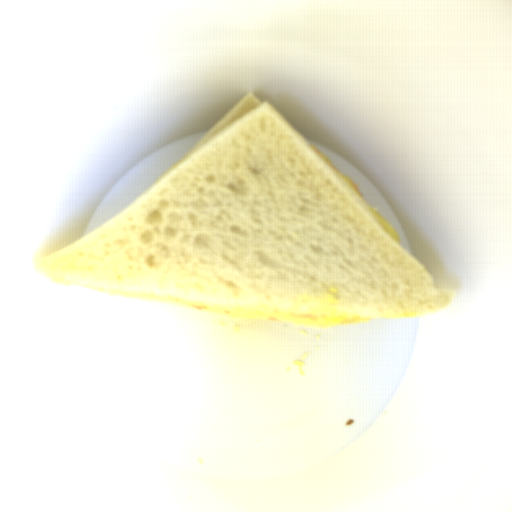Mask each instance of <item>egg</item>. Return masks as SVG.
<instances>
[{"mask_svg":"<svg viewBox=\"0 0 512 512\" xmlns=\"http://www.w3.org/2000/svg\"><path fill=\"white\" fill-rule=\"evenodd\" d=\"M169 298V297H167ZM183 306L214 312L222 315L236 317L240 319H253L265 321H278L308 326H327L338 324L365 323L369 318H348V317H328L320 315H311L303 313H294L286 311H277L261 308H252L244 306H235L219 303H210L202 301H193L185 299L169 298Z\"/></svg>","mask_w":512,"mask_h":512,"instance_id":"obj_1","label":"egg"},{"mask_svg":"<svg viewBox=\"0 0 512 512\" xmlns=\"http://www.w3.org/2000/svg\"><path fill=\"white\" fill-rule=\"evenodd\" d=\"M320 158L329 166V168L337 175V177L346 185V187L354 194V196L362 203V205L371 213V215L379 222V224L388 232V234L401 246L397 229L376 209H374L366 200L358 186L351 177L342 171L336 169L328 157L314 146H310Z\"/></svg>","mask_w":512,"mask_h":512,"instance_id":"obj_2","label":"egg"}]
</instances>
